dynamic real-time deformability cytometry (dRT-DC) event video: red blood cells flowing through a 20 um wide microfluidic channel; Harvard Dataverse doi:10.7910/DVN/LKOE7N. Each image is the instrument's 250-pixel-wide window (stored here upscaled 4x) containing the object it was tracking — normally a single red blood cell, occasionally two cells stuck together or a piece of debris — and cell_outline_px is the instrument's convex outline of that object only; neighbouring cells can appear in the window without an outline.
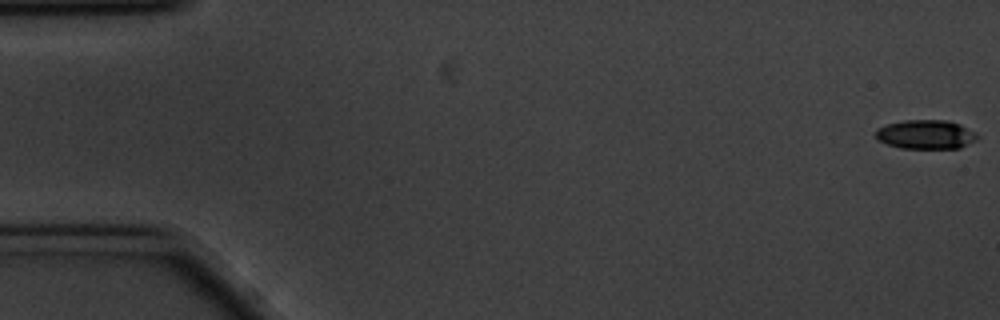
{"species": "common noctule bat (a hibernating species)", "species_latin": "Nyctalus noctula", "temperature_condition": "cold", "stored_images_in_passage": 58, "camera_frame_rate_fps": 3000, "um_per_image_px": 0.085, "animal": {"sex": "male", "body_mass_g": 20.1, "forearm_length_mm": 53.5}, "frame": {"image": 1, "passage_image": 1, "time_ms": 0.0, "image_size_px": [1000, 320], "cell_outline_px": [[980, 136], [976, 140], [960, 148], [900, 148], [876, 140], [876, 128], [888, 124], [904, 120], [948, 120], [960, 124], [976, 132]], "centroid_in_image_um": [78.71, 11.42], "position_along_channel_um": 6.3, "area_um2": 17.34}}
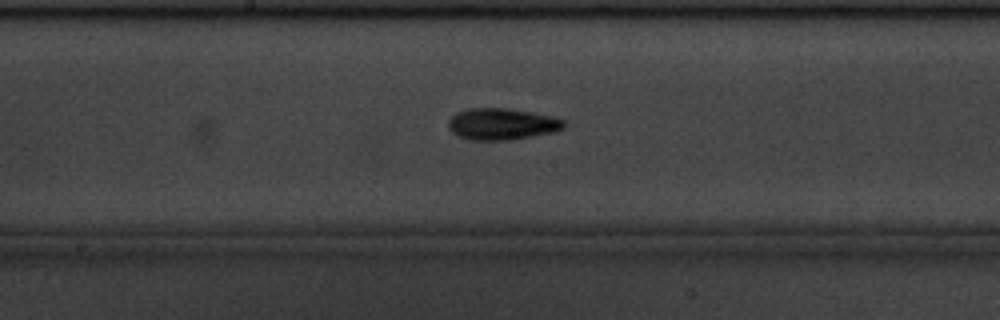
{"frame": {"image": 2, "passage_image": 30, "time_ms": 9.667, "image_size_px": [1000, 320], "cell_outline_px": [[564, 128], [556, 132], [508, 140], [468, 140], [452, 132], [448, 128], [448, 120], [456, 112], [468, 108], [508, 108], [532, 112], [552, 116], [564, 120]], "centroid_in_image_um": [42.65, 10.54], "position_along_channel_um": 205.5, "area_um2": 21.39}}
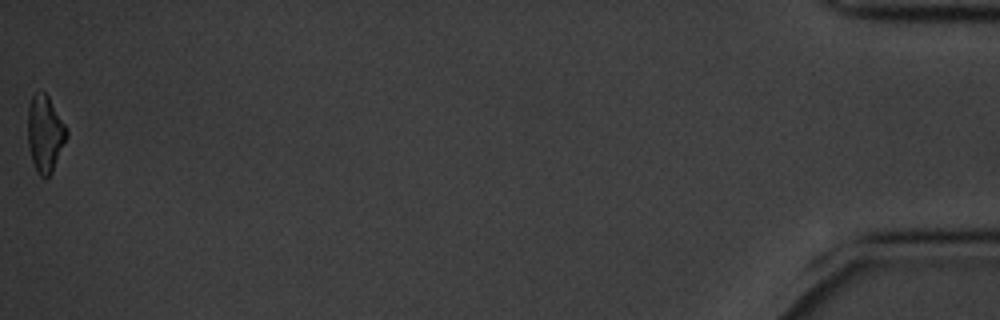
{"frame": {"image": 3, "passage_image": 58, "time_ms": 19.0, "image_size_px": [1000, 320], "cell_outline_px": [[68, 136], [52, 172], [48, 176], [40, 176], [36, 172], [32, 160], [28, 144], [28, 104], [32, 96], [40, 88], [48, 96], [68, 128]], "centroid_in_image_um": [3.83, 11.32], "position_along_channel_um": 431.4, "area_um2": 17.51}, "authors_computed_cell_mechanics": {"area_um2": 18.4382, "velocity_mm_per_s": 3.485, "shape_relaxation_time_tau1_ms": 2.4454, "shape_relaxation_time_tau2_ms": 8.8653, "deformation_change_tau1": 0.1082, "deformation_change_tau2": 0.1836}}